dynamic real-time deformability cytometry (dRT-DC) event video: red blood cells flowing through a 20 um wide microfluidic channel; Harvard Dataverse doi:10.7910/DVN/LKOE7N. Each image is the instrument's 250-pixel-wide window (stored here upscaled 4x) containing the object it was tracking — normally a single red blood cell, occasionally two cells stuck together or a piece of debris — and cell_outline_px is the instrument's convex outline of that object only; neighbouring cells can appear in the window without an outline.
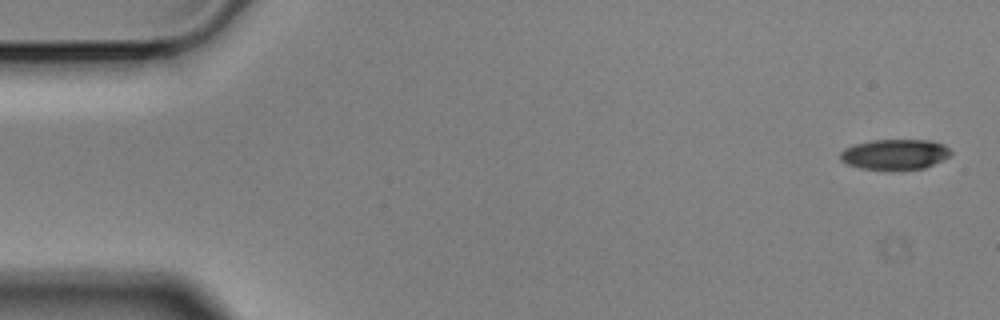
{"species": "Egyptian fruit bat (a non-hibernating species)", "species_latin": "Rousettus aegyptiacus", "temperature_condition": "cold", "stored_images_in_passage": 5, "camera_frame_rate_fps": 3000, "um_per_image_px": 0.085, "animal": {"sex": "male"}, "frame": {"image": 1, "passage_image": 1, "time_ms": 0.0, "image_size_px": [1000, 320], "cell_outline_px": [[952, 152], [948, 156], [924, 168], [860, 168], [848, 164], [840, 160], [840, 152], [844, 148], [856, 144], [872, 140], [932, 140], [944, 144]], "centroid_in_image_um": [76.04, 13.08], "position_along_channel_um": 9.0, "area_um2": 19.02}}
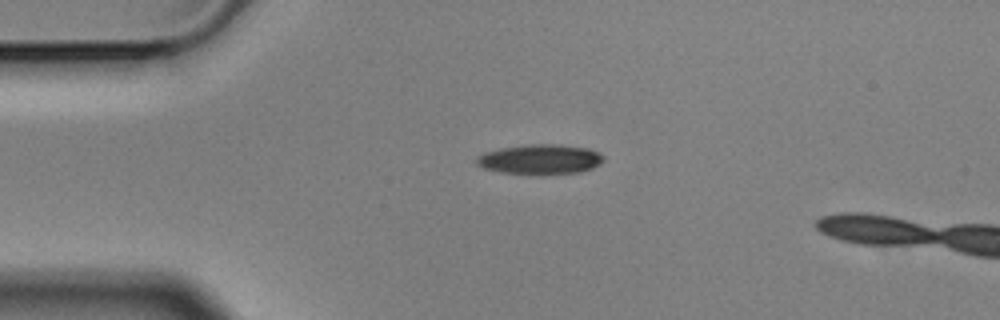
{"frame": {"image": 2, "passage_image": 4, "time_ms": 1.0, "image_size_px": [1000, 320], "cell_outline_px": [[604, 160], [600, 164], [592, 168], [580, 172], [540, 176], [500, 172], [484, 168], [476, 164], [476, 156], [484, 152], [500, 148], [532, 144], [560, 144], [588, 148], [600, 152], [604, 156]], "centroid_in_image_um": [45.93, 13.56], "position_along_channel_um": 39.1, "area_um2": 22.72}}